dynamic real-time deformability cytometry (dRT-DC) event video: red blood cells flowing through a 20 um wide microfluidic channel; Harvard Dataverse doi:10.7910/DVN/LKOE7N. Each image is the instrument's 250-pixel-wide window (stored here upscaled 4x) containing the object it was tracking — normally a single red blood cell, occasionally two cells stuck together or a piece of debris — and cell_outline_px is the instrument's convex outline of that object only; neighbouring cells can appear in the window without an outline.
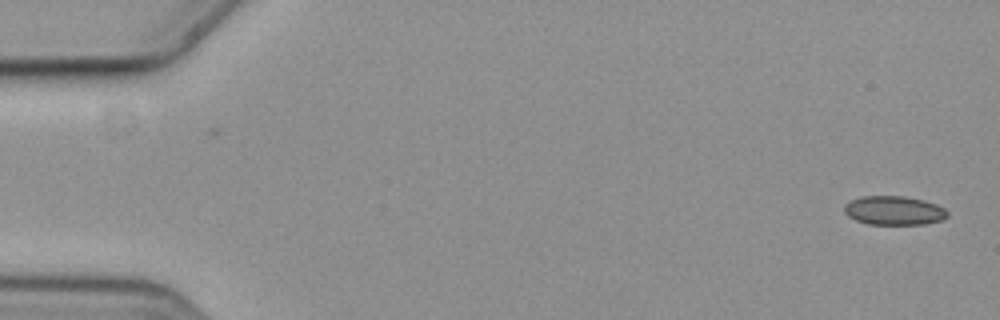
{"species": "common noctule bat (a hibernating species)", "species_latin": "Nyctalus noctula", "temperature_condition": "cold", "stored_images_in_passage": 4, "camera_frame_rate_fps": 3000, "um_per_image_px": 0.085, "animal": {"sex": "female", "body_mass_g": 19.3, "forearm_length_mm": 54.1}, "frame": {"image": 1, "passage_image": 1, "time_ms": 0.0, "image_size_px": [1000, 320], "cell_outline_px": [[948, 216], [944, 220], [924, 224], [868, 224], [856, 220], [848, 216], [844, 212], [844, 204], [860, 196], [904, 196], [924, 200], [936, 204], [944, 208], [948, 212]], "centroid_in_image_um": [76.0, 17.89], "position_along_channel_um": 9.0, "area_um2": 17.51}}